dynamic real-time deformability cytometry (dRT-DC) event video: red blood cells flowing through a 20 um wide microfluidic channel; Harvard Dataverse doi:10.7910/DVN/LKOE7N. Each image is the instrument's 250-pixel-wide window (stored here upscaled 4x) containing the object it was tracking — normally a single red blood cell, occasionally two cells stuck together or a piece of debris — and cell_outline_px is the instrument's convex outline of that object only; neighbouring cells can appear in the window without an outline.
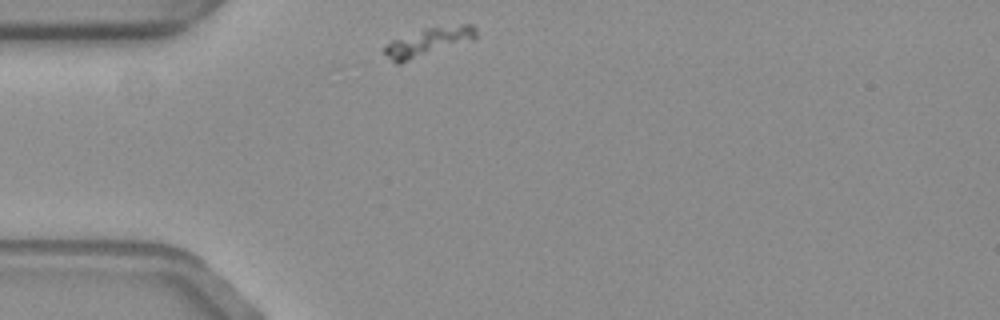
{"species": "common noctule bat (a hibernating species)", "species_latin": "Nyctalus noctula", "temperature_condition": "warm", "stored_images_in_passage": 33, "camera_frame_rate_fps": 3000, "um_per_image_px": 0.085, "animal": {"sex": "female", "body_mass_g": 19.3, "forearm_length_mm": 54.1}, "frame": {"image": 1, "passage_image": 1, "time_ms": 0.0, "image_size_px": [1000, 320], "cell_outline_px": [[476, 36], [472, 40], [400, 64], [396, 64], [384, 52], [384, 44], [392, 40], [424, 28], [460, 24], [472, 24], [476, 28]], "centroid_in_image_um": [36.4, 3.55], "position_along_channel_um": 48.6, "area_um2": 15.14}}
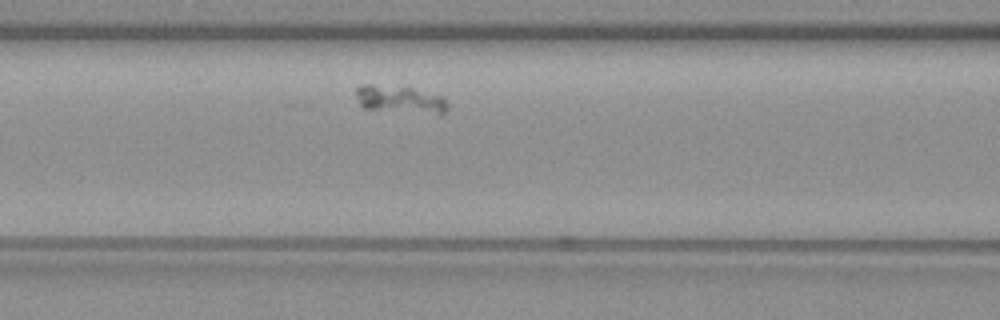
{"frame": {"image": 2, "passage_image": 10, "time_ms": 3.0, "image_size_px": [1000, 320], "cell_outline_px": [[448, 108], [440, 116], [360, 108], [356, 92], [356, 88], [360, 84], [372, 84], [412, 88], [444, 96], [448, 100]], "centroid_in_image_um": [34.06, 8.48], "position_along_channel_um": 132.5, "area_um2": 15.37}}
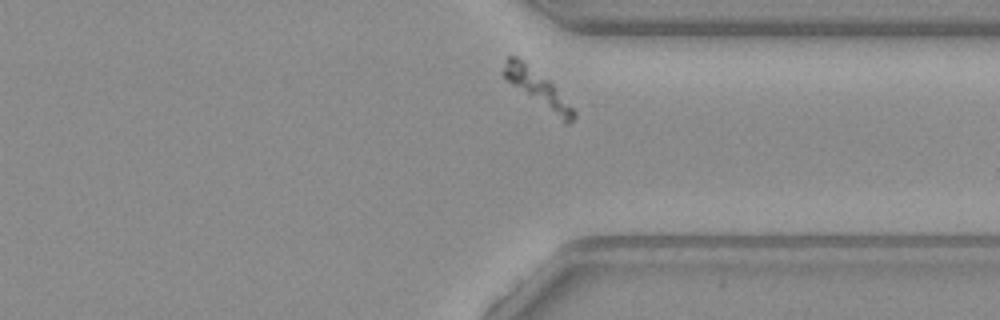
{"frame": {"image": 3, "passage_image": 31, "time_ms": 10.0, "image_size_px": [1000, 320], "cell_outline_px": [[576, 116], [568, 124], [564, 124], [512, 84], [504, 76], [504, 60], [508, 56], [516, 56], [524, 60], [548, 80], [552, 84], [576, 112]], "centroid_in_image_um": [45.72, 7.53], "position_along_channel_um": 365.7, "area_um2": 14.45}}